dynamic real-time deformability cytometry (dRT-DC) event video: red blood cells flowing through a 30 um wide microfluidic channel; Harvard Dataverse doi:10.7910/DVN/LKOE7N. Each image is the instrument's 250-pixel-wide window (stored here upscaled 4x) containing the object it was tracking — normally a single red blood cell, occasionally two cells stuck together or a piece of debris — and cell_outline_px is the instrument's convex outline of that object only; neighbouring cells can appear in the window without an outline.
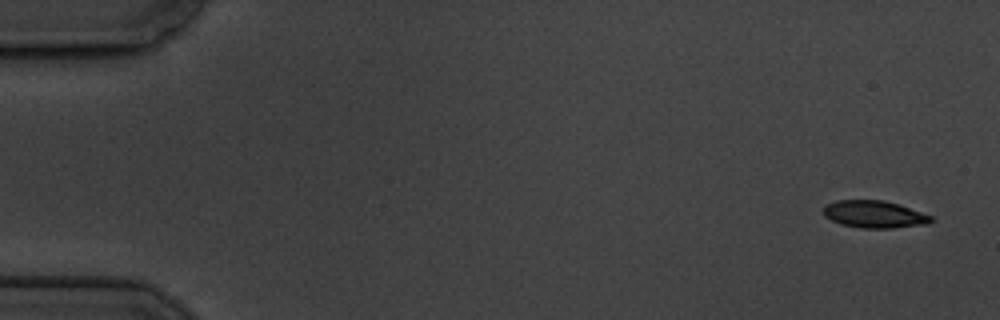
{"species": "common noctule bat (a hibernating species)", "species_latin": "Nyctalus noctula", "temperature_condition": "cold", "stored_images_in_passage": 5, "camera_frame_rate_fps": 3000, "um_per_image_px": 0.085, "animal": {"sex": "male", "body_mass_g": 19.5, "forearm_length_mm": 54.6}, "frame": {"image": 1, "passage_image": 1, "time_ms": 0.0, "image_size_px": [1000, 320], "cell_outline_px": [[932, 220], [928, 224], [892, 228], [860, 228], [840, 224], [824, 216], [824, 208], [828, 204], [836, 200], [884, 200], [932, 216]], "centroid_in_image_um": [74.29, 18.22], "position_along_channel_um": 10.7, "area_um2": 16.88}}
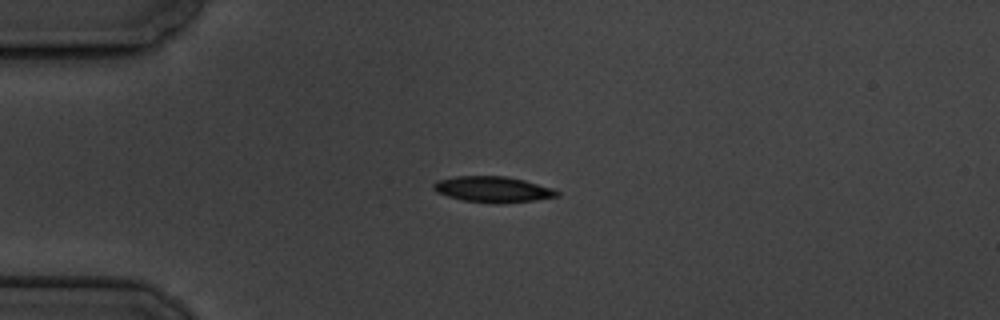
{"frame": {"image": 2, "passage_image": 4, "time_ms": 4.0, "image_size_px": [1000, 320], "cell_outline_px": [[560, 196], [532, 200], [496, 204], [464, 200], [448, 196], [436, 192], [432, 188], [432, 184], [436, 180], [456, 176], [504, 176], [524, 180], [552, 188], [560, 192]], "centroid_in_image_um": [41.86, 16.09], "position_along_channel_um": 43.1, "area_um2": 18.55}}